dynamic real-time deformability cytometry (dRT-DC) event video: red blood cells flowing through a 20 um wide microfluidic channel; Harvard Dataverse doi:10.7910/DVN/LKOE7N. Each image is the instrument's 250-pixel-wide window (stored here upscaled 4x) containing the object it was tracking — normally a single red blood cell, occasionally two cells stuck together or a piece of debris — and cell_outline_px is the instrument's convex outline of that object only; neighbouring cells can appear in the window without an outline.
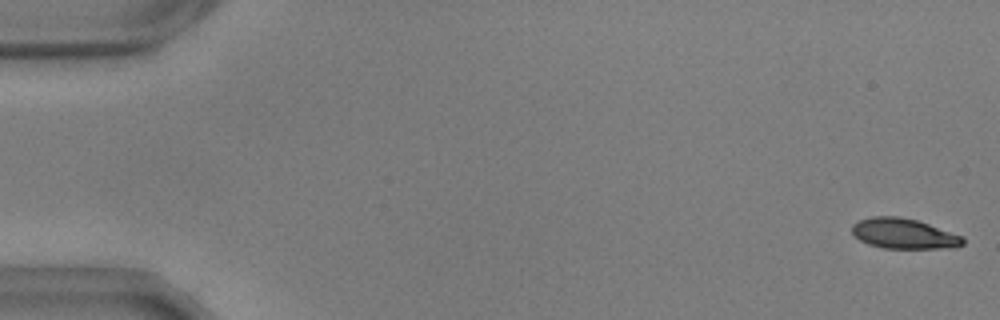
{"species": "common noctule bat (a hibernating species)", "species_latin": "Nyctalus noctula", "temperature_condition": "warm", "stored_images_in_passage": 53, "camera_frame_rate_fps": 3000, "um_per_image_px": 0.085, "animal": {"sex": "male", "body_mass_g": 17.9, "forearm_length_mm": 54.2}, "frame": {"image": 1, "passage_image": 1, "time_ms": 0.0, "image_size_px": [1000, 320], "cell_outline_px": [[964, 244], [956, 248], [884, 248], [868, 244], [860, 240], [852, 232], [852, 224], [860, 220], [872, 216], [900, 216], [916, 220], [964, 236]], "centroid_in_image_um": [76.85, 19.86], "position_along_channel_um": 8.2, "area_um2": 19.59}}
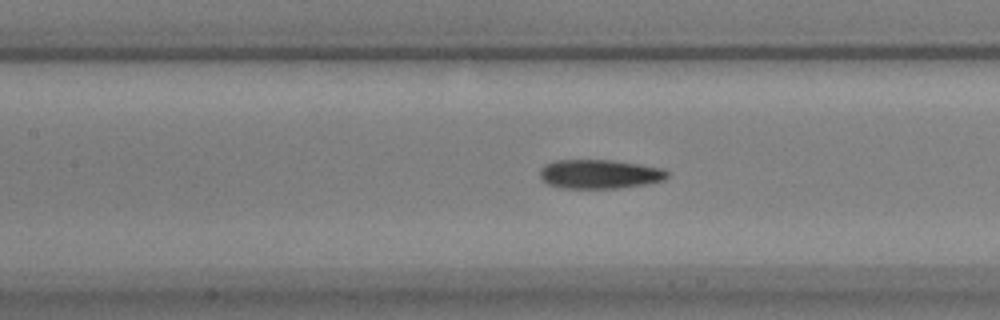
{"frame": {"image": 2, "passage_image": 25, "time_ms": 8.0, "image_size_px": [1000, 320], "cell_outline_px": [[668, 176], [664, 180], [648, 184], [620, 188], [560, 188], [548, 184], [540, 180], [540, 168], [544, 164], [552, 160], [612, 160], [640, 164], [664, 168], [668, 172]], "centroid_in_image_um": [50.95, 14.79], "position_along_channel_um": 156.5, "area_um2": 21.96}}
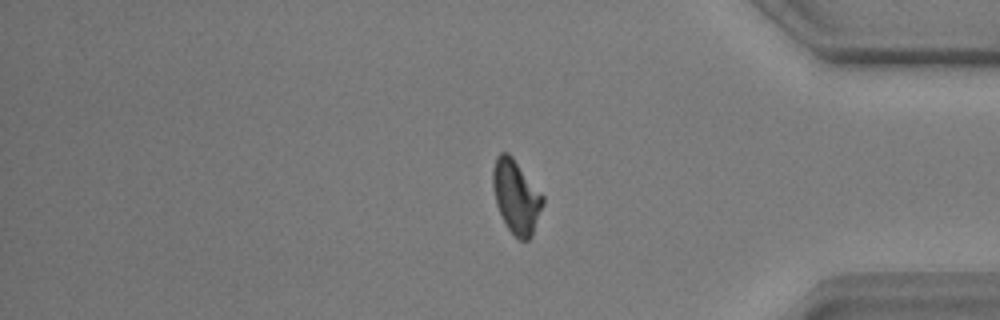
{"frame": {"image": 3, "passage_image": 46, "time_ms": 15.0, "image_size_px": [1000, 320], "cell_outline_px": [[544, 204], [532, 236], [528, 240], [520, 240], [508, 228], [496, 204], [492, 184], [492, 168], [496, 156], [500, 152], [508, 152], [512, 156], [544, 196]], "centroid_in_image_um": [43.87, 16.69], "position_along_channel_um": 391.3, "area_um2": 21.39}, "authors_computed_cell_mechanics": {"area_um2": 21.2704, "velocity_mm_per_s": 3.6553, "shape_relaxation_time_tau1_ms": null, "shape_relaxation_time_tau2_ms": 3.0974, "deformation_change_tau1": null, "deformation_change_tau2": 0.0919}}